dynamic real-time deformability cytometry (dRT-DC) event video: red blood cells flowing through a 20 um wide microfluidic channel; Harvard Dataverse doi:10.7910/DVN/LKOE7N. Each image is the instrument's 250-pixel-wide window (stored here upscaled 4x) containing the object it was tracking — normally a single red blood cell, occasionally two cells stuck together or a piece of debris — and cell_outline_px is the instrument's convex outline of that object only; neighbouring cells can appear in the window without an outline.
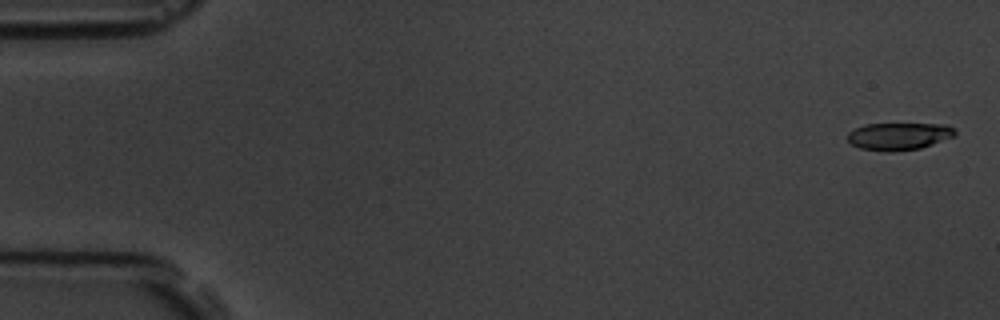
{"species": "common noctule bat (a hibernating species)", "species_latin": "Nyctalus noctula", "temperature_condition": "room temperature", "stored_images_in_passage": 13, "camera_frame_rate_fps": 3000, "um_per_image_px": 0.085, "animal": {"sex": "male", "body_mass_g": 19.5, "forearm_length_mm": 54.6}, "frame": {"image": 1, "passage_image": 1, "time_ms": 0.0, "image_size_px": [1000, 320], "cell_outline_px": [[956, 136], [920, 148], [892, 152], [884, 152], [860, 148], [852, 144], [848, 140], [848, 132], [864, 124], [948, 124], [956, 132]], "centroid_in_image_um": [76.41, 11.58], "position_along_channel_um": 8.6, "area_um2": 17.17}}
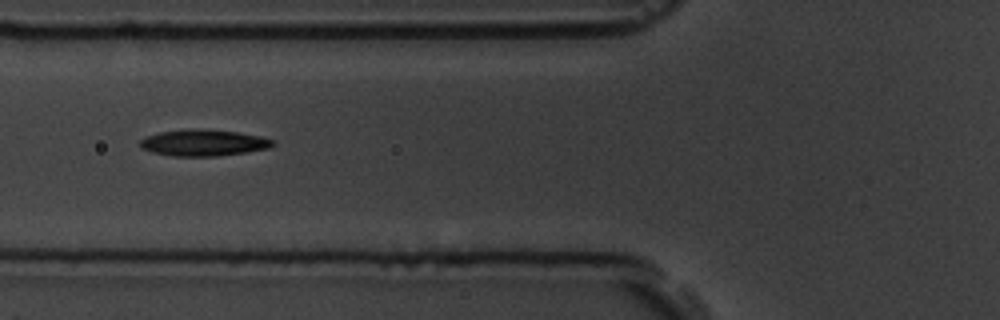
{"frame": {"image": 2, "passage_image": 6, "time_ms": 6.667, "image_size_px": [1000, 320], "cell_outline_px": [[276, 144], [268, 148], [248, 152], [216, 156], [172, 156], [152, 152], [140, 148], [140, 140], [148, 136], [160, 132], [188, 128], [204, 128], [236, 132], [260, 136], [276, 140]], "centroid_in_image_um": [17.32, 12.13], "position_along_channel_um": 108.5, "area_um2": 20.63}}
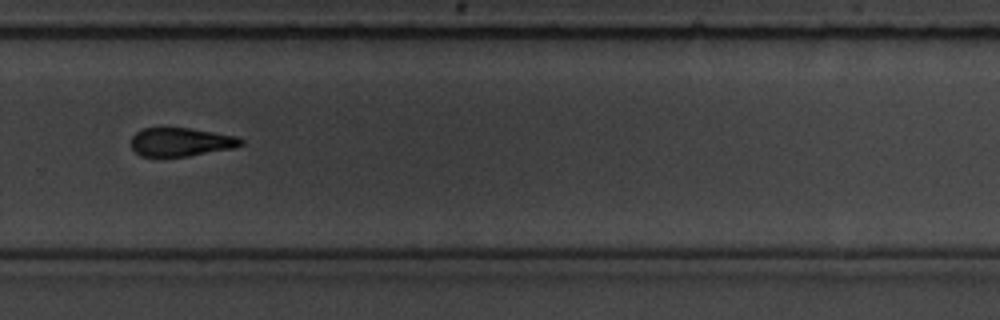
{"frame": {"image": 3, "passage_image": 11, "time_ms": 12.333, "image_size_px": [1000, 320], "cell_outline_px": [[244, 144], [236, 148], [188, 156], [140, 156], [132, 148], [132, 136], [136, 132], [144, 128], [188, 128], [236, 136], [244, 140]], "centroid_in_image_um": [15.41, 12.07], "position_along_channel_um": 314.4, "area_um2": 18.21}, "authors_computed_cell_mechanics": {"area_um2": 19.1896, "velocity_mm_per_s": 3.6431, "shape_relaxation_time_tau1_ms": 3.3175, "shape_relaxation_time_tau2_ms": 11.1561, "deformation_change_tau1": 0.0879, "deformation_change_tau2": 0.2183}}